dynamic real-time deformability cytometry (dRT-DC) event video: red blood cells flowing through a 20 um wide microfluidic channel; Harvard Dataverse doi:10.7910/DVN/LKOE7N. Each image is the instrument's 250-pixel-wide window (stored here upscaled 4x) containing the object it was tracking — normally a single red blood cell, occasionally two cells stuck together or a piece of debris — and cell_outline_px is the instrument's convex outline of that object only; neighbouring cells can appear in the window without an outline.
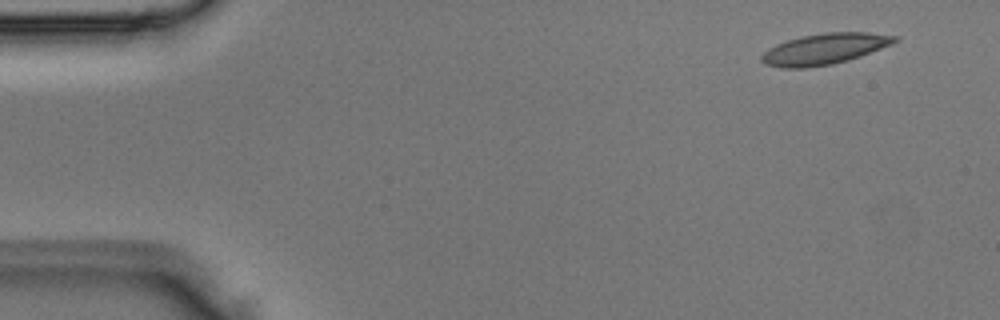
{"species": "Egyptian fruit bat (a non-hibernating species)", "species_latin": "Rousettus aegyptiacus", "temperature_condition": "room temperature", "stored_images_in_passage": 4, "segment_of_instrument_passage": [1, 2], "camera_frame_rate_fps": 3000, "um_per_image_px": 0.085, "animal": {"sex": "male"}, "frame": {"image": 1, "passage_image": 1, "time_ms": 0.0, "image_size_px": [1000, 320], "cell_outline_px": [[900, 40], [892, 44], [860, 56], [848, 60], [832, 64], [804, 68], [780, 68], [764, 64], [760, 60], [760, 56], [768, 48], [776, 44], [800, 36], [824, 32], [868, 32], [900, 36]], "centroid_in_image_um": [70.08, 4.15], "position_along_channel_um": 14.9, "area_um2": 24.22}}
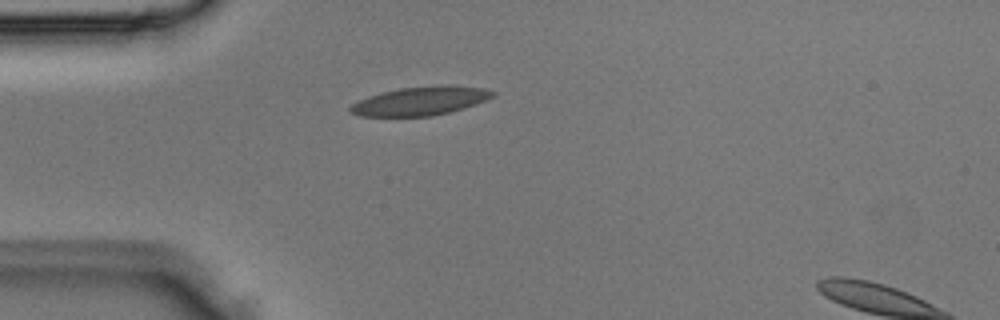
{"frame": {"image": 2, "passage_image": 3, "time_ms": 0.667, "image_size_px": [1000, 320], "cell_outline_px": [[496, 96], [476, 104], [448, 112], [432, 116], [360, 116], [352, 112], [348, 108], [352, 104], [368, 96], [400, 88], [444, 84], [448, 84], [480, 88], [496, 92]], "centroid_in_image_um": [35.76, 8.57], "position_along_channel_um": 49.2, "area_um2": 23.64}}